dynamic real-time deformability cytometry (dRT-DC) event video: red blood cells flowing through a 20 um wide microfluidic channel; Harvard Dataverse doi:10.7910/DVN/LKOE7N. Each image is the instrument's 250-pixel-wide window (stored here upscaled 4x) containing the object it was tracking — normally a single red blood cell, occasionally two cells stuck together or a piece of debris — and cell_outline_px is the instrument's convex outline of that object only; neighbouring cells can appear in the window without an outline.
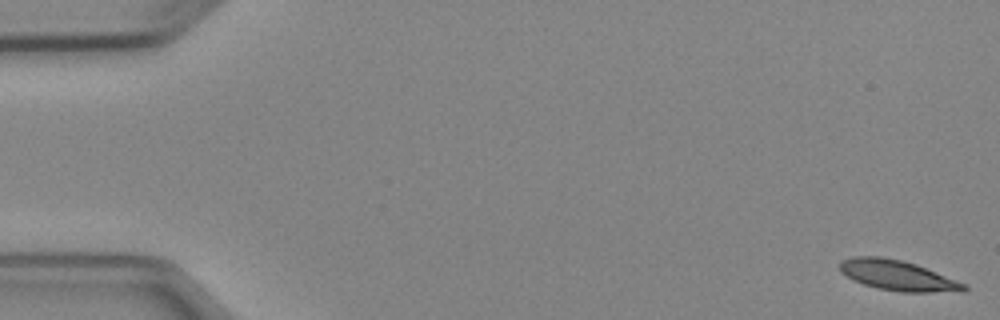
{"species": "Egyptian fruit bat (a non-hibernating species)", "species_latin": "Rousettus aegyptiacus", "temperature_condition": "cold", "stored_images_in_passage": 4, "camera_frame_rate_fps": 3000, "um_per_image_px": 0.085, "animal": {"sex": "female"}, "frame": {"image": 1, "passage_image": 1, "time_ms": 0.0, "image_size_px": [1000, 320], "cell_outline_px": [[968, 288], [964, 292], [900, 292], [880, 288], [864, 284], [840, 272], [840, 260], [852, 256], [880, 256], [900, 260], [916, 264], [964, 284]], "centroid_in_image_um": [76.28, 23.41], "position_along_channel_um": 8.7, "area_um2": 21.56}}
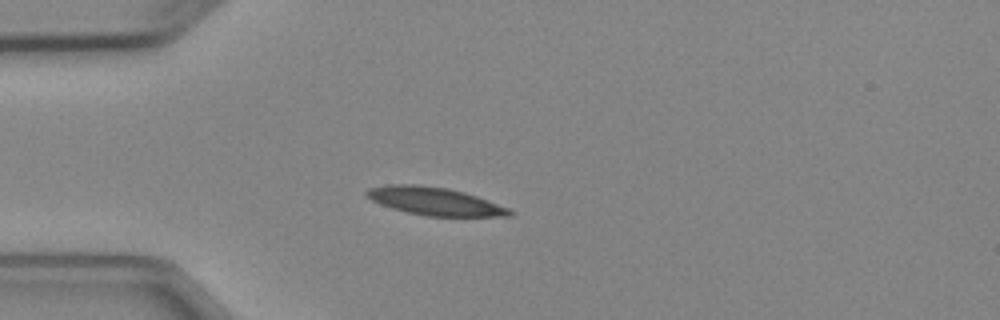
{"frame": {"image": 2, "passage_image": 4, "time_ms": 4.333, "image_size_px": [1000, 320], "cell_outline_px": [[516, 212], [512, 216], [428, 216], [408, 212], [392, 208], [380, 204], [372, 200], [364, 192], [368, 188], [388, 184], [416, 184], [448, 188], [464, 192], [476, 196], [508, 208]], "centroid_in_image_um": [36.95, 17.1], "position_along_channel_um": 48.1, "area_um2": 23.12}}